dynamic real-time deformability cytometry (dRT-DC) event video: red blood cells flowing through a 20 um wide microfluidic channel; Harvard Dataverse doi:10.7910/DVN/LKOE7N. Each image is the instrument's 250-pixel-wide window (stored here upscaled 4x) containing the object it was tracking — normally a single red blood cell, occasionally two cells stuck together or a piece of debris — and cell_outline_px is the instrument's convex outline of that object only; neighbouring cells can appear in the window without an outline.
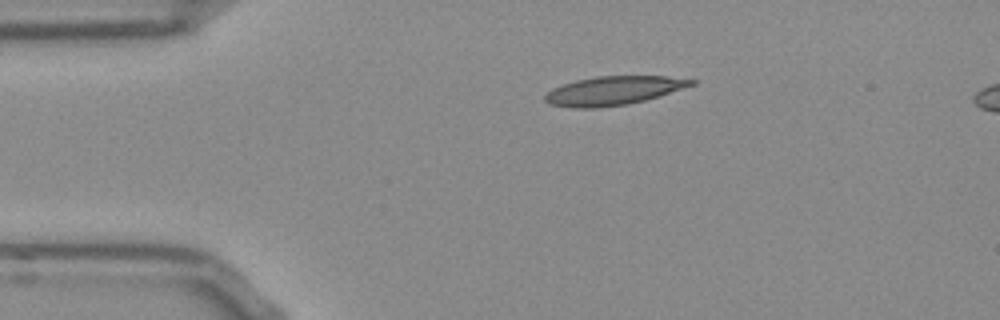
{"species": "Egyptian fruit bat (a non-hibernating species)", "species_latin": "Rousettus aegyptiacus", "temperature_condition": "room temperature", "stored_images_in_passage": 44, "segment_of_instrument_passage": [1, 2], "camera_frame_rate_fps": 3000, "um_per_image_px": 0.085, "frame": {"image": 1, "passage_image": 1, "time_ms": 0.0, "image_size_px": [1000, 320], "cell_outline_px": [[696, 84], [644, 100], [628, 104], [596, 108], [576, 108], [548, 104], [544, 100], [544, 96], [552, 88], [576, 80], [596, 76], [668, 76], [696, 80]], "centroid_in_image_um": [52.12, 7.7], "position_along_channel_um": 32.9, "area_um2": 24.39}}
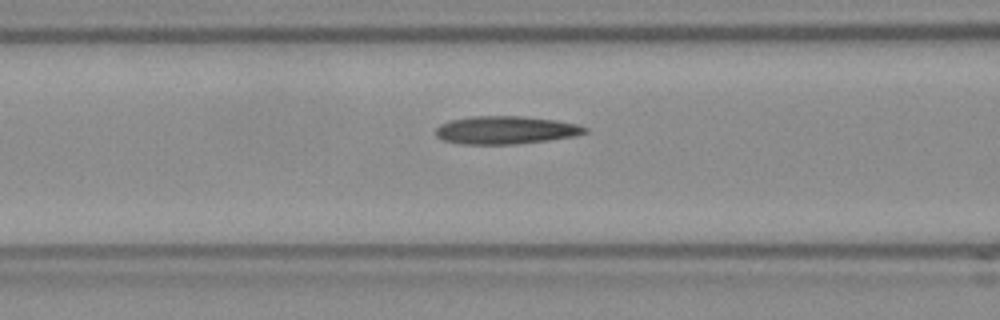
{"frame": {"image": 2, "passage_image": 11, "time_ms": 3.333, "image_size_px": [1000, 320], "cell_outline_px": [[588, 132], [576, 136], [548, 140], [516, 144], [460, 144], [444, 140], [436, 136], [436, 128], [440, 124], [452, 120], [472, 116], [524, 116], [556, 120], [576, 124], [588, 128]], "centroid_in_image_um": [43.0, 11.05], "position_along_channel_um": 123.6, "area_um2": 24.33}}
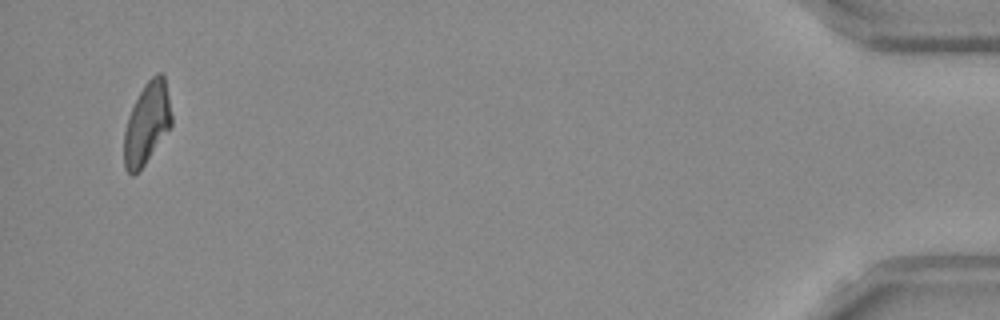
{"frame": {"image": 3, "passage_image": 41, "time_ms": 13.333, "image_size_px": [1000, 320], "cell_outline_px": [[172, 124], [144, 164], [132, 176], [124, 168], [124, 132], [128, 116], [144, 84], [156, 72], [160, 72], [164, 76], [172, 116]], "centroid_in_image_um": [12.47, 10.46], "position_along_channel_um": 422.7, "area_um2": 22.14}}